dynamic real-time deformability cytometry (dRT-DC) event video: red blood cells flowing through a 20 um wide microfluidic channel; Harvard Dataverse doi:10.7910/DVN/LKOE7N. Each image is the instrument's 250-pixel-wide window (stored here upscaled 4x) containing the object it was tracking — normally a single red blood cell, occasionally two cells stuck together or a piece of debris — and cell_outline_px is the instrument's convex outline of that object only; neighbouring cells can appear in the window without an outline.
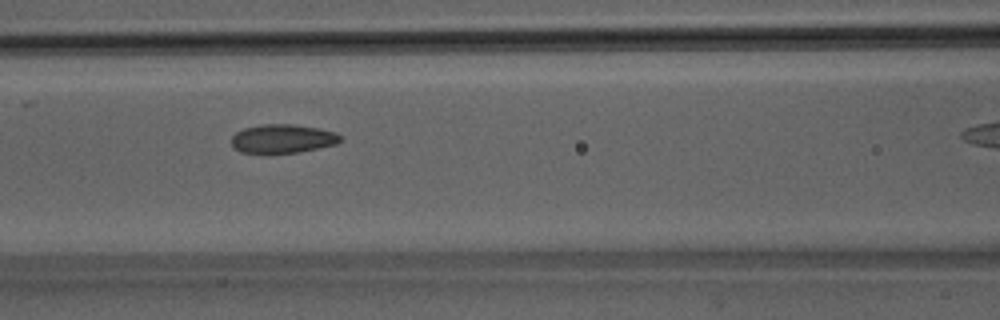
{"species": "Egyptian fruit bat (a non-hibernating species)", "species_latin": "Rousettus aegyptiacus", "temperature_condition": "room temperature", "stored_images_in_passage": 28, "camera_frame_rate_fps": 3000, "um_per_image_px": 0.085, "animal": {"sex": "male"}, "frame": {"image": 1, "passage_image": 9, "time_ms": 2.667, "image_size_px": [1000, 320], "cell_outline_px": [[344, 140], [336, 144], [300, 152], [268, 156], [264, 156], [240, 152], [232, 148], [232, 136], [236, 132], [244, 128], [264, 124], [292, 124], [320, 128], [336, 132]], "centroid_in_image_um": [23.99, 11.84], "position_along_channel_um": 142.6, "area_um2": 19.13}}